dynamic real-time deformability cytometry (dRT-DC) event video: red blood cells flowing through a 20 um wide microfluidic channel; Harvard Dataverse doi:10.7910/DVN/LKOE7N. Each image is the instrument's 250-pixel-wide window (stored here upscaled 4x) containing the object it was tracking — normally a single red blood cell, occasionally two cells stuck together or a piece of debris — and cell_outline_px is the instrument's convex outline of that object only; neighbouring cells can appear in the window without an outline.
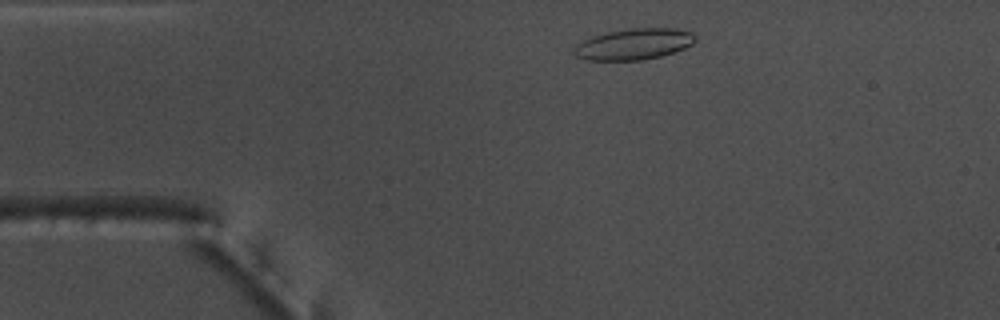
{"species": "common noctule bat (a hibernating species)", "species_latin": "Nyctalus noctula", "temperature_condition": "warm", "stored_images_in_passage": 38, "camera_frame_rate_fps": 3000, "um_per_image_px": 0.085, "animal": {"sex": "male", "body_mass_g": 17.5, "forearm_length_mm": 52.3}, "frame": {"image": 1, "passage_image": 4, "time_ms": 1.0, "image_size_px": [1000, 320], "cell_outline_px": [[696, 40], [692, 44], [684, 48], [660, 56], [644, 60], [588, 60], [576, 56], [572, 52], [576, 44], [580, 40], [592, 36], [608, 32], [632, 28], [672, 28], [692, 32], [696, 36]], "centroid_in_image_um": [53.85, 3.75], "position_along_channel_um": 31.2, "area_um2": 22.02}}
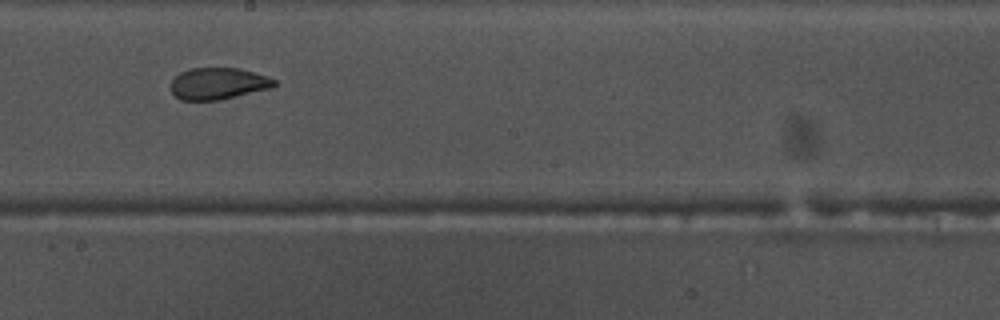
{"frame": {"image": 2, "passage_image": 23, "time_ms": 7.333, "image_size_px": [1000, 320], "cell_outline_px": [[276, 84], [272, 88], [220, 100], [180, 100], [168, 88], [168, 84], [180, 72], [188, 68], [240, 68], [268, 76], [276, 80]], "centroid_in_image_um": [18.52, 7.1], "position_along_channel_um": 229.7, "area_um2": 19.42}}
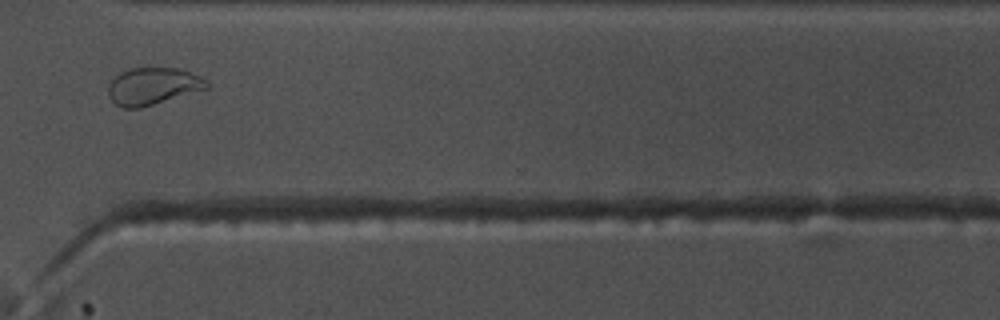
{"frame": {"image": 3, "passage_image": 33, "time_ms": 10.667, "image_size_px": [1000, 320], "cell_outline_px": [[208, 88], [140, 108], [124, 108], [116, 104], [108, 96], [108, 84], [120, 72], [132, 68], [180, 68], [192, 72], [208, 80]], "centroid_in_image_um": [13.0, 7.31], "position_along_channel_um": 357.6, "area_um2": 21.27}, "authors_computed_cell_mechanics": {"area_um2": 20.3167, "velocity_mm_per_s": 3.8304, "shape_relaxation_time_tau1_ms": 9.1316, "shape_relaxation_time_tau2_ms": 1.1861, "deformation_change_tau1": 0.2131, "deformation_change_tau2": 0.0633}}